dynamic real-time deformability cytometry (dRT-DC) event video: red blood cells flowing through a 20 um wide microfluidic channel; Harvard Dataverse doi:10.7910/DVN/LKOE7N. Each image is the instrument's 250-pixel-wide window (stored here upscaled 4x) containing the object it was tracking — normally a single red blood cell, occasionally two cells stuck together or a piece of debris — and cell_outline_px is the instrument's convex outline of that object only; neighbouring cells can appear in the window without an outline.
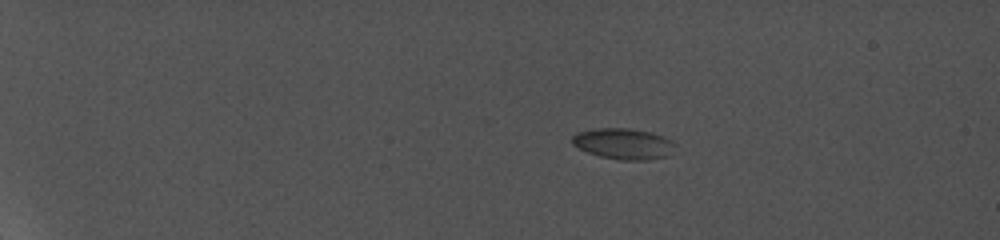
{"species": "common noctule bat (a hibernating species)", "species_latin": "Nyctalus noctula", "temperature_condition": "cold", "stored_images_in_passage": 12, "camera_frame_rate_fps": 5000, "um_per_image_px": 0.085, "animal": {"sex": "female", "body_mass_g": 19.0, "forearm_length_mm": 56.7}, "frame": {"image": 1, "passage_image": 1, "time_ms": 0.0, "image_size_px": [1000, 240], "cell_outline_px": [[676, 144], [668, 156], [648, 160], [620, 160], [600, 156], [588, 152], [572, 144], [572, 136], [576, 132], [596, 128], [628, 128], [652, 132], [664, 136], [672, 140]], "centroid_in_image_um": [53.01, 12.21], "position_along_channel_um": 32.0, "area_um2": 18.67}}
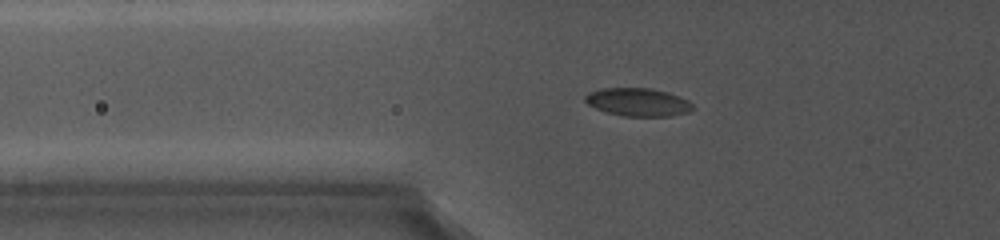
{"frame": {"image": 2, "passage_image": 6, "time_ms": 4.4, "image_size_px": [1000, 240], "cell_outline_px": [[696, 108], [688, 112], [672, 116], [624, 116], [608, 112], [596, 108], [588, 104], [584, 100], [584, 96], [588, 92], [600, 88], [648, 88], [668, 92], [688, 100]], "centroid_in_image_um": [54.23, 8.68], "position_along_channel_um": 71.6, "area_um2": 17.63}}